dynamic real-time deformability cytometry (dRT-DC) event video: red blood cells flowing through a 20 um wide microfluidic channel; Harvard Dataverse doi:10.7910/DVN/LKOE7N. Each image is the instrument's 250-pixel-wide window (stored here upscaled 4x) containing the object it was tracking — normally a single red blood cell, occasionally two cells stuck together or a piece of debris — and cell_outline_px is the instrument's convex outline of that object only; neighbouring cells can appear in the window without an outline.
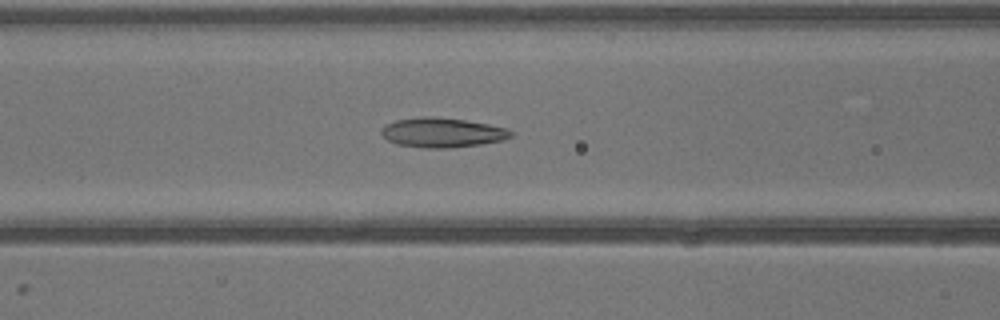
{"species": "common noctule bat (a hibernating species)", "species_latin": "Nyctalus noctula", "temperature_condition": "warm", "stored_images_in_passage": 31, "camera_frame_rate_fps": 3000, "um_per_image_px": 0.085, "animal": {"sex": "male", "body_mass_g": 13.3}, "frame": {"image": 1, "passage_image": 8, "time_ms": 2.333, "image_size_px": [1000, 320], "cell_outline_px": [[512, 136], [504, 140], [480, 144], [452, 148], [424, 148], [396, 144], [388, 140], [380, 132], [380, 128], [384, 124], [396, 120], [420, 116], [428, 116], [464, 120], [488, 124], [508, 128], [512, 132]], "centroid_in_image_um": [37.56, 11.27], "position_along_channel_um": 129.0, "area_um2": 22.48}}
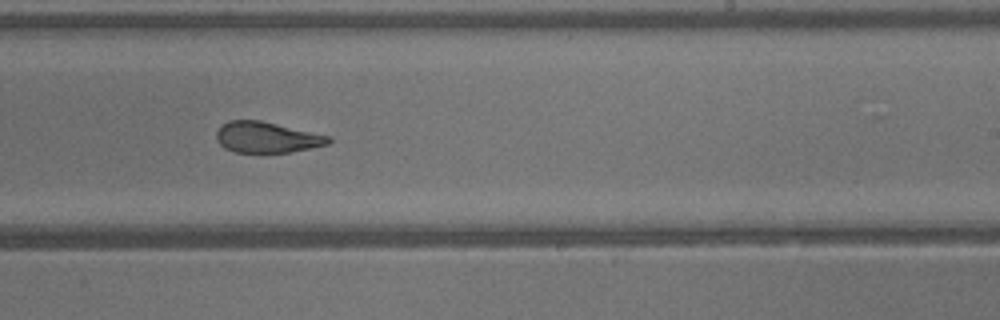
{"frame": {"image": 2, "passage_image": 16, "time_ms": 5.0, "image_size_px": [1000, 320], "cell_outline_px": [[332, 140], [328, 144], [292, 152], [236, 152], [224, 148], [216, 140], [216, 132], [228, 120], [260, 120], [332, 136]], "centroid_in_image_um": [22.7, 11.67], "position_along_channel_um": 266.3, "area_um2": 20.17}}
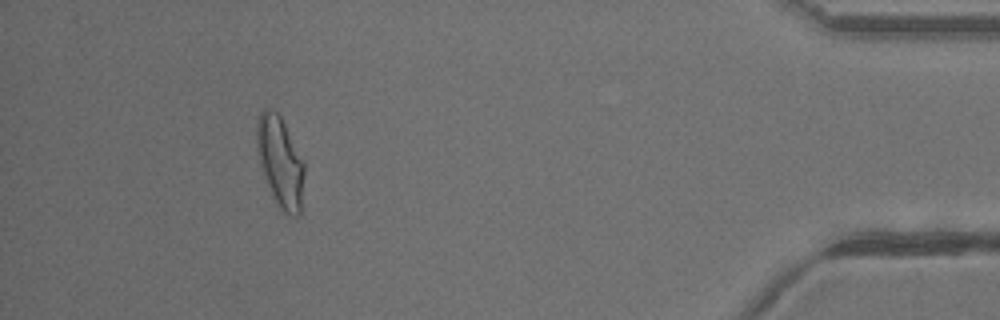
{"frame": {"image": 3, "passage_image": 28, "time_ms": 9.0, "image_size_px": [1000, 320], "cell_outline_px": [[304, 172], [300, 212], [296, 216], [288, 216], [276, 204], [272, 196], [260, 164], [256, 148], [256, 124], [260, 112], [264, 108], [268, 108], [276, 112], [280, 116], [304, 160]], "centroid_in_image_um": [23.81, 13.75], "position_along_channel_um": 411.4, "area_um2": 25.03}}